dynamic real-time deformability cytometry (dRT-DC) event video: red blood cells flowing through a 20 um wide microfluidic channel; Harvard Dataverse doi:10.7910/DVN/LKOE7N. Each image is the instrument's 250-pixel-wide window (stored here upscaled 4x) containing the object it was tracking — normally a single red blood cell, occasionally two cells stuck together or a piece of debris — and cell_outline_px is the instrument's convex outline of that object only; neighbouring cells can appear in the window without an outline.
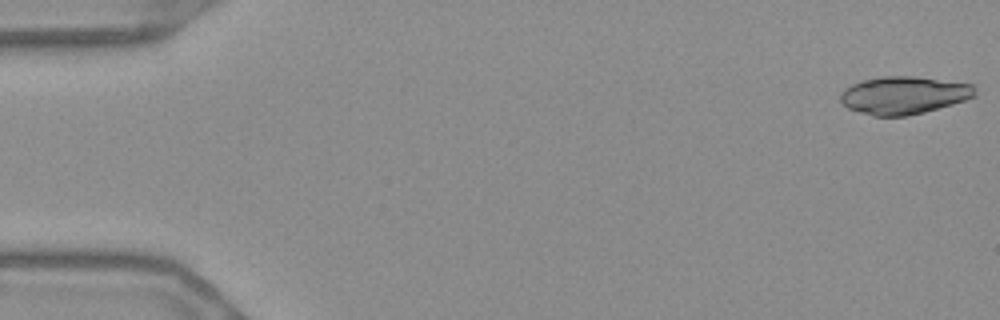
{"species": "Egyptian fruit bat (a non-hibernating species)", "species_latin": "Rousettus aegyptiacus", "temperature_condition": "warm", "stored_images_in_passage": 55, "camera_frame_rate_fps": 3000, "um_per_image_px": 0.085, "frame": {"image": 1, "passage_image": 1, "time_ms": 0.0, "image_size_px": [1000, 320], "cell_outline_px": [[976, 96], [952, 104], [924, 112], [908, 116], [872, 116], [848, 108], [840, 100], [840, 92], [844, 88], [860, 80], [880, 76], [916, 76], [972, 84], [976, 88]], "centroid_in_image_um": [76.8, 8.08], "position_along_channel_um": 8.2, "area_um2": 29.77}}
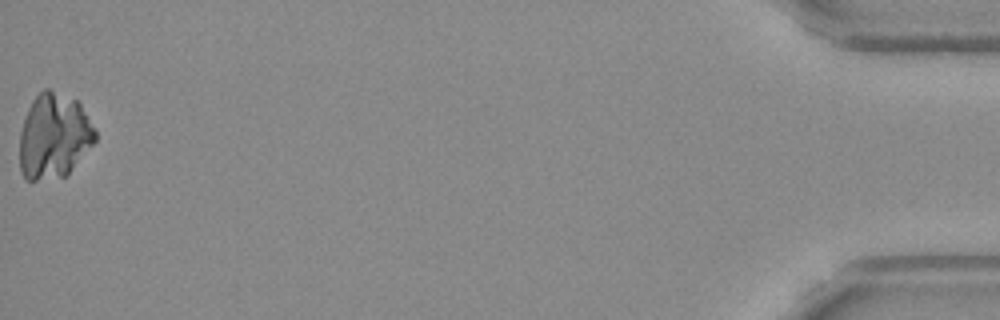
{"frame": {"image": 2, "passage_image": 55, "time_ms": 18.0, "image_size_px": [1000, 320], "cell_outline_px": [[96, 140], [68, 172], [64, 176], [36, 180], [24, 180], [20, 172], [20, 132], [28, 108], [32, 100], [44, 88], [48, 88], [76, 100], [80, 104], [96, 128]], "centroid_in_image_um": [4.57, 11.56], "position_along_channel_um": 430.6, "area_um2": 37.28}}